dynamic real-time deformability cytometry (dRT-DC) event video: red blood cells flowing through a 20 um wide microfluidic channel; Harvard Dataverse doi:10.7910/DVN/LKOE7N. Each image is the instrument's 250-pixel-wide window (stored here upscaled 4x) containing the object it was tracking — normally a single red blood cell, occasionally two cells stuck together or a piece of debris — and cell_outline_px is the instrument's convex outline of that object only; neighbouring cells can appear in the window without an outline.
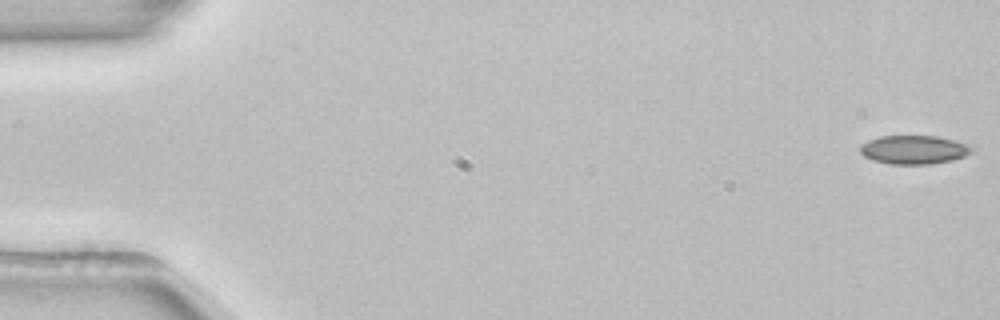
{"species": "common noctule bat (a hibernating species)", "species_latin": "Nyctalus noctula", "temperature_condition": "room temperature", "stored_images_in_passage": 54, "camera_frame_rate_fps": 3000, "um_per_image_px": 0.085, "animal": {"sex": "female", "body_mass_g": 22.7, "forearm_length_mm": 54.2}, "frame": {"image": 1, "passage_image": 1, "time_ms": 0.0, "image_size_px": [1000, 320], "cell_outline_px": [[972, 152], [964, 156], [952, 160], [932, 164], [888, 164], [872, 160], [864, 156], [860, 152], [860, 144], [868, 140], [880, 136], [936, 136], [952, 140], [964, 144], [972, 148]], "centroid_in_image_um": [77.62, 12.73], "position_along_channel_um": 7.4, "area_um2": 18.55}}
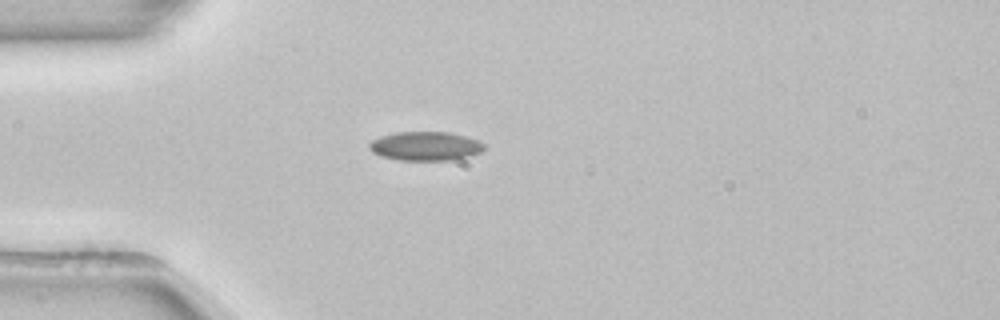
{"frame": {"image": 2, "passage_image": 15, "time_ms": 4.667, "image_size_px": [1000, 320], "cell_outline_px": [[484, 148], [480, 152], [468, 156], [452, 160], [400, 160], [380, 156], [372, 152], [368, 148], [368, 144], [372, 140], [380, 136], [396, 132], [448, 132], [464, 136], [476, 140], [484, 144]], "centroid_in_image_um": [36.1, 12.42], "position_along_channel_um": 48.9, "area_um2": 19.31}, "authors_computed_cell_mechanics": {"area_um2": 18.5249, "velocity_mm_per_s": 3.8669, "shape_relaxation_time_tau1_ms": null, "shape_relaxation_time_tau2_ms": 10.6114, "deformation_change_tau1": null, "deformation_change_tau2": 0.1545}}